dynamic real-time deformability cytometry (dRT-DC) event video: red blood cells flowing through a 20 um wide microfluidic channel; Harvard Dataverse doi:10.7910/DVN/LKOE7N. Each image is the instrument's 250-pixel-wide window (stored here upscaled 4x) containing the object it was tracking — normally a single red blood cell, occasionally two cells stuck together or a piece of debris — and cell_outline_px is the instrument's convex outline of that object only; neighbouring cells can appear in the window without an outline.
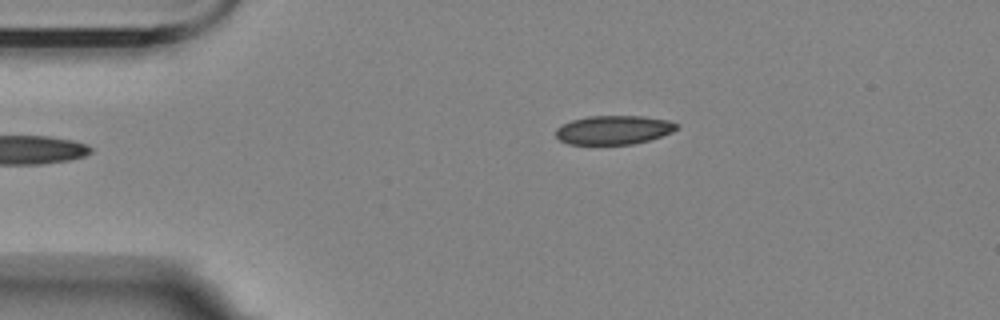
{"species": "Egyptian fruit bat (a non-hibernating species)", "species_latin": "Rousettus aegyptiacus", "temperature_condition": "room temperature", "stored_images_in_passage": 3, "camera_frame_rate_fps": 3000, "um_per_image_px": 0.085, "animal": {"sex": "female"}, "frame": {"image": 1, "passage_image": 1, "time_ms": 0.0, "image_size_px": [1000, 320], "cell_outline_px": [[676, 128], [672, 132], [648, 140], [632, 144], [568, 144], [560, 140], [556, 136], [556, 128], [572, 120], [588, 116], [644, 116], [668, 120], [676, 124]], "centroid_in_image_um": [52.13, 11.04], "position_along_channel_um": 32.9, "area_um2": 20.11}}
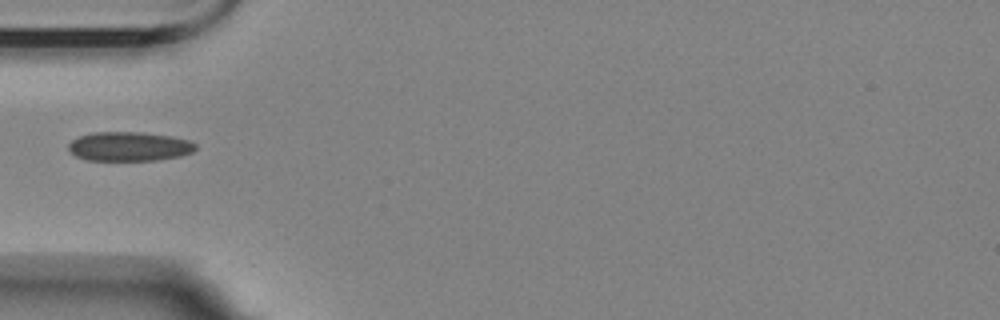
{"frame": {"image": 2, "passage_image": 3, "time_ms": 2.333, "image_size_px": [1000, 320], "cell_outline_px": [[196, 148], [192, 152], [180, 156], [156, 160], [88, 160], [76, 156], [68, 148], [68, 144], [72, 140], [80, 136], [92, 132], [140, 132], [172, 136], [192, 140], [196, 144]], "centroid_in_image_um": [11.01, 12.44], "position_along_channel_um": 74.0, "area_um2": 21.68}}